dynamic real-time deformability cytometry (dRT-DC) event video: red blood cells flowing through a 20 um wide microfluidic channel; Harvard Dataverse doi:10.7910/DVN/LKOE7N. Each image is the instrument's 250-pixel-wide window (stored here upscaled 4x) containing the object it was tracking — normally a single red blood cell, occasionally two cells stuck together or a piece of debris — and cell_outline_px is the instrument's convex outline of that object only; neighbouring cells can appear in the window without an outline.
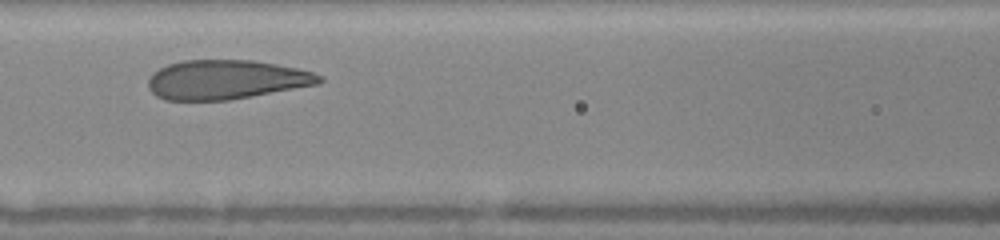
{"species": "human", "species_latin": "Homo sapiens", "temperature_condition": "warm", "stored_images_in_passage": 28, "camera_frame_rate_fps": 3000, "um_per_image_px": 0.085, "donor": {"sex": "female"}, "frame": {"image": 1, "passage_image": 9, "time_ms": 2.667, "image_size_px": [1000, 240], "cell_outline_px": [[324, 80], [320, 84], [228, 100], [164, 100], [156, 96], [148, 88], [148, 80], [152, 72], [168, 64], [184, 60], [252, 60], [276, 64], [296, 68], [312, 72], [324, 76]], "centroid_in_image_um": [19.22, 6.77], "position_along_channel_um": 147.4, "area_um2": 39.25}}
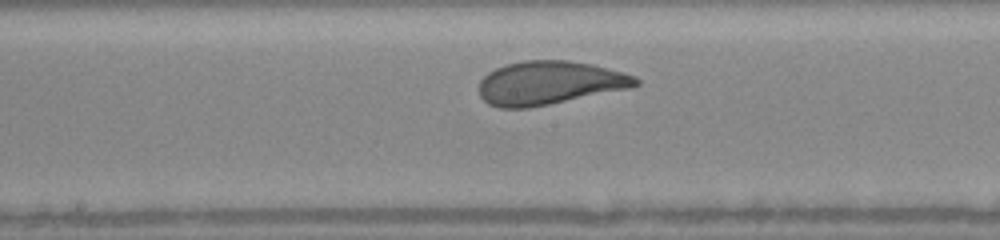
{"frame": {"image": 2, "passage_image": 13, "time_ms": 4.0, "image_size_px": [1000, 240], "cell_outline_px": [[640, 84], [628, 88], [528, 108], [500, 108], [488, 104], [480, 96], [480, 80], [488, 72], [496, 68], [508, 64], [524, 60], [568, 60], [592, 64], [608, 68], [636, 76], [640, 80]], "centroid_in_image_um": [46.69, 7.04], "position_along_channel_um": 201.5, "area_um2": 39.48}, "authors_computed_cell_mechanics": {"area_um2": 39.593, "velocity_mm_per_s": 4.0735, "shape_relaxation_time_tau1_ms": 3.4188, "shape_relaxation_time_tau2_ms": 0.6648, "deformation_change_tau1": 0.1754, "deformation_change_tau2": 0.0869}}